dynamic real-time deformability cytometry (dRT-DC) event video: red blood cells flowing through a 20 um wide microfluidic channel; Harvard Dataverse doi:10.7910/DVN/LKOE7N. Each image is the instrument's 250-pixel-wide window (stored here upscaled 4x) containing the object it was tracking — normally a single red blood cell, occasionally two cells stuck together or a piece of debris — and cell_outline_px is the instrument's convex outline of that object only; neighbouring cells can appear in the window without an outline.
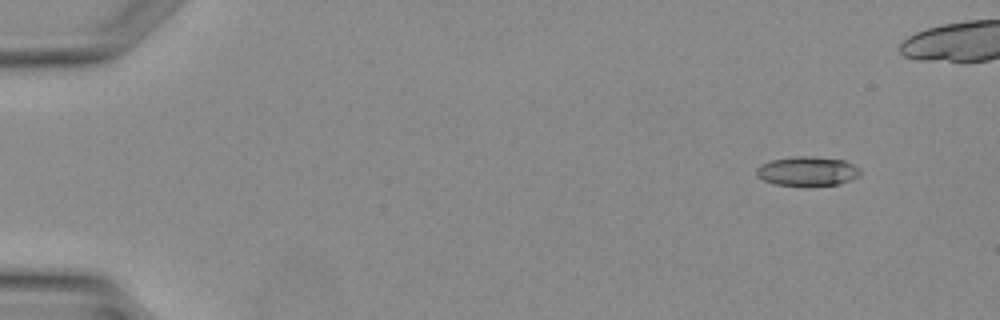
{"species": "Egyptian fruit bat (a non-hibernating species)", "species_latin": "Rousettus aegyptiacus", "temperature_condition": "warm", "stored_images_in_passage": 3, "segment_of_instrument_passage": [2, 2], "camera_frame_rate_fps": 3000, "um_per_image_px": 0.085, "animal": {"sex": "female"}, "frame": {"image": 1, "passage_image": 3, "time_ms": 2.667, "image_size_px": [1000, 320], "cell_outline_px": [[860, 176], [852, 180], [836, 184], [804, 188], [776, 184], [764, 180], [756, 172], [756, 168], [760, 164], [772, 160], [796, 156], [804, 156], [844, 160], [860, 168]], "centroid_in_image_um": [68.65, 14.59], "position_along_channel_um": 16.4, "area_um2": 18.03}}